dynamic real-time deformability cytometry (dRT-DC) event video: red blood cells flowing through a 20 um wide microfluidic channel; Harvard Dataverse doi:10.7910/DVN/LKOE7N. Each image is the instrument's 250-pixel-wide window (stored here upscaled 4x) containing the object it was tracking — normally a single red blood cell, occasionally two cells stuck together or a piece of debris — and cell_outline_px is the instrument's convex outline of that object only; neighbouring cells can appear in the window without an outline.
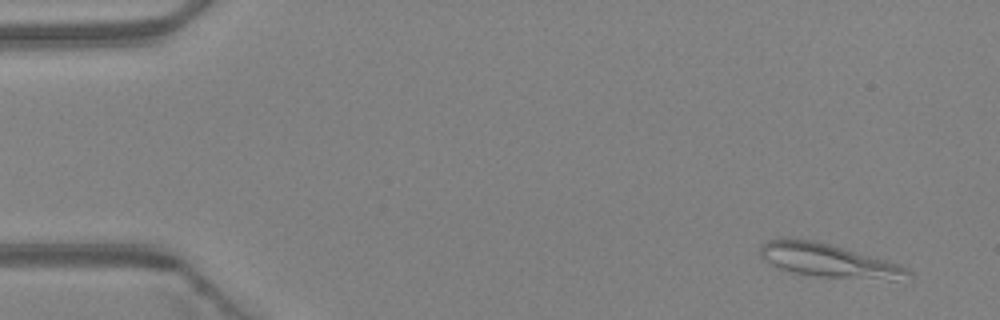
{"species": "Egyptian fruit bat (a non-hibernating species)", "species_latin": "Rousettus aegyptiacus", "temperature_condition": "warm", "stored_images_in_passage": 5, "camera_frame_rate_fps": 3000, "um_per_image_px": 0.085, "animal": {"sex": "female"}, "frame": {"image": 1, "passage_image": 5, "time_ms": 1.333, "image_size_px": [1000, 320], "cell_outline_px": [[912, 280], [888, 280], [816, 276], [792, 272], [776, 268], [764, 260], [760, 256], [760, 244], [768, 240], [780, 236], [788, 236], [812, 240], [844, 248], [888, 260], [900, 264], [908, 268], [912, 272]], "centroid_in_image_um": [70.43, 22.14], "position_along_channel_um": 14.6, "area_um2": 29.65}}